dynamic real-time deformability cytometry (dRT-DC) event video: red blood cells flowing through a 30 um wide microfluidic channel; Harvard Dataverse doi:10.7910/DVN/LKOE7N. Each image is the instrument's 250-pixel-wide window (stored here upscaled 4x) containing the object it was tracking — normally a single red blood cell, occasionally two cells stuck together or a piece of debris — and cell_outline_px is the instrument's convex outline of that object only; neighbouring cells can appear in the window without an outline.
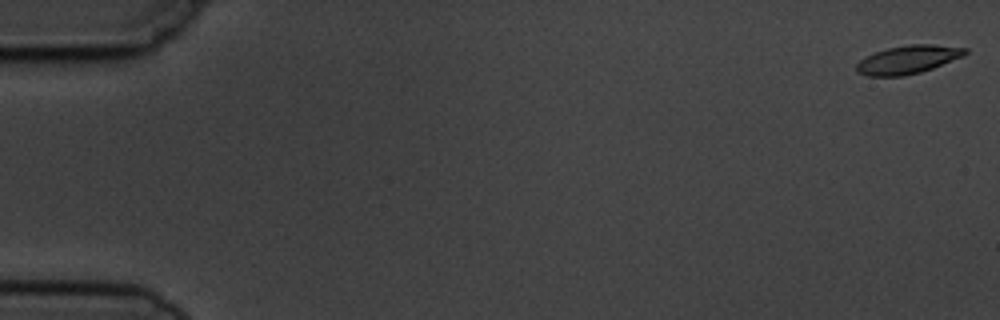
{"species": "common noctule bat (a hibernating species)", "species_latin": "Nyctalus noctula", "temperature_condition": "cold", "stored_images_in_passage": 5, "camera_frame_rate_fps": 3000, "um_per_image_px": 0.085, "animal": {"sex": "male", "body_mass_g": 19.5, "forearm_length_mm": 54.6}, "frame": {"image": 1, "passage_image": 1, "time_ms": 0.0, "image_size_px": [1000, 320], "cell_outline_px": [[968, 52], [964, 56], [932, 68], [920, 72], [904, 76], [868, 76], [856, 72], [856, 64], [860, 60], [876, 52], [888, 48], [908, 44], [932, 44], [968, 48]], "centroid_in_image_um": [77.19, 5.06], "position_along_channel_um": 7.8, "area_um2": 17.86}}